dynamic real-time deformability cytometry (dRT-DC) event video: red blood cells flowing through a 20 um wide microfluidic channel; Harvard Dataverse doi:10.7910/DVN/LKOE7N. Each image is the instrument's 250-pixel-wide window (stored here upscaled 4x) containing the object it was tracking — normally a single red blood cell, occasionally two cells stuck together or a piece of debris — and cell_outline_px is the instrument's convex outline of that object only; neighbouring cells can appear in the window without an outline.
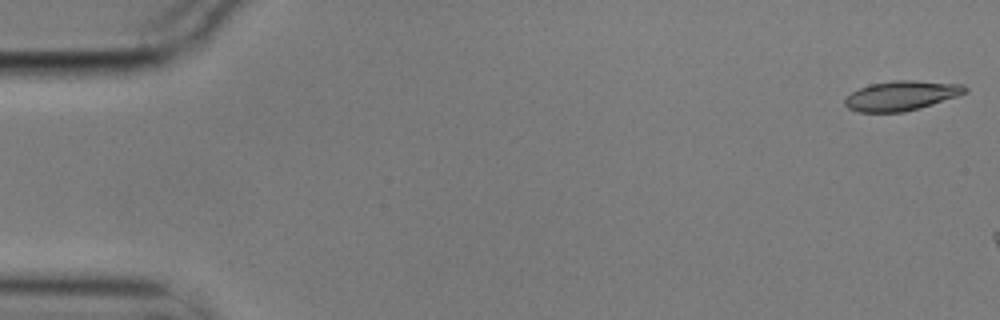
{"species": "common noctule bat (a hibernating species)", "species_latin": "Nyctalus noctula", "temperature_condition": "cold", "stored_images_in_passage": 6, "camera_frame_rate_fps": 3000, "um_per_image_px": 0.085, "animal": {"sex": "male", "body_mass_g": 17.9}, "frame": {"image": 1, "passage_image": 1, "time_ms": 0.0, "image_size_px": [1000, 320], "cell_outline_px": [[968, 92], [920, 108], [904, 112], [860, 112], [848, 108], [844, 104], [844, 100], [852, 92], [860, 88], [872, 84], [892, 80], [916, 80], [964, 84], [968, 88]], "centroid_in_image_um": [76.64, 8.12], "position_along_channel_um": 8.4, "area_um2": 20.75}}
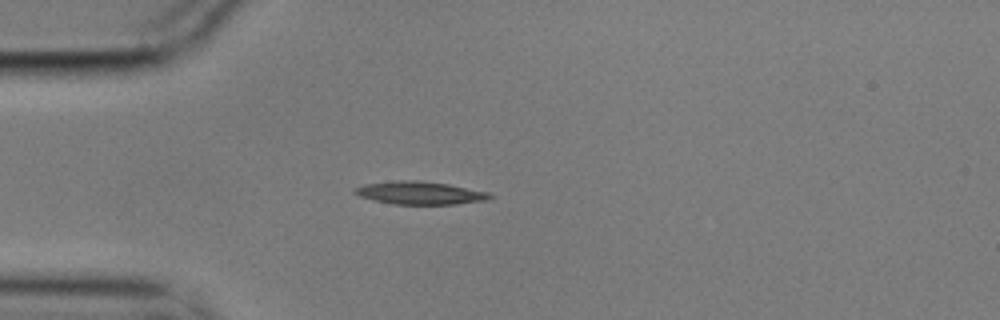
{"frame": {"image": 2, "passage_image": 6, "time_ms": 1.667, "image_size_px": [1000, 320], "cell_outline_px": [[496, 196], [488, 200], [456, 204], [392, 204], [360, 196], [352, 192], [352, 188], [364, 184], [400, 180], [420, 180], [448, 184], [488, 192]], "centroid_in_image_um": [35.71, 16.39], "position_along_channel_um": 49.3, "area_um2": 18.09}}